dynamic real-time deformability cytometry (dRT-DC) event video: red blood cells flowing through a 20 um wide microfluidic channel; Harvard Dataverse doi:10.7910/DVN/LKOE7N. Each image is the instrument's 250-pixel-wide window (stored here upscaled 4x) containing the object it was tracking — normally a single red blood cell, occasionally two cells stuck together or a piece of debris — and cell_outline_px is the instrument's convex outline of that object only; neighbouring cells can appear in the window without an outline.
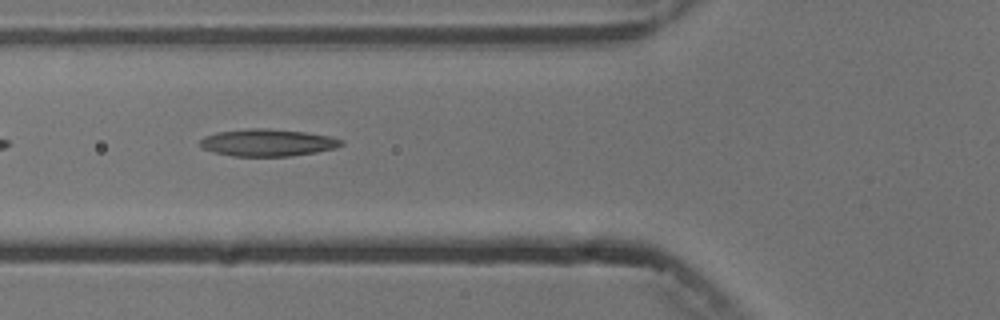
{"species": "common noctule bat (a hibernating species)", "species_latin": "Nyctalus noctula", "temperature_condition": "cold", "stored_images_in_passage": 5, "camera_frame_rate_fps": 3000, "um_per_image_px": 0.085, "animal": {"sex": "male", "body_mass_g": 13.3}, "frame": {"image": 1, "passage_image": 3, "time_ms": 2.333, "image_size_px": [1000, 320], "cell_outline_px": [[344, 144], [336, 148], [316, 152], [292, 156], [232, 156], [216, 152], [204, 148], [200, 144], [200, 140], [204, 136], [216, 132], [248, 128], [268, 128], [304, 132], [332, 136], [344, 140]], "centroid_in_image_um": [22.79, 12.11], "position_along_channel_um": 103.0, "area_um2": 22.43}}
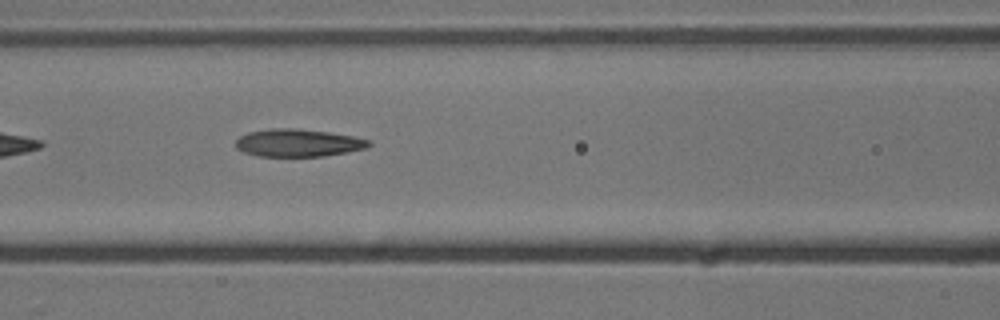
{"frame": {"image": 2, "passage_image": 4, "time_ms": 3.333, "image_size_px": [1000, 320], "cell_outline_px": [[372, 144], [368, 148], [348, 152], [324, 156], [256, 156], [244, 152], [236, 148], [236, 140], [240, 136], [248, 132], [268, 128], [296, 128], [328, 132], [352, 136], [372, 140]], "centroid_in_image_um": [25.36, 12.14], "position_along_channel_um": 141.2, "area_um2": 21.62}}
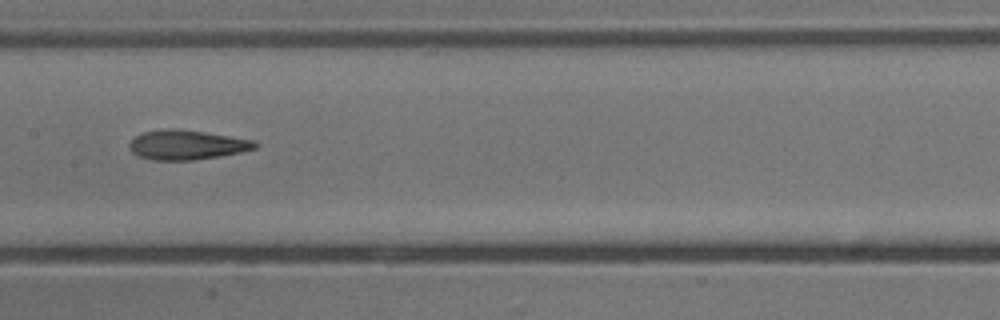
{"frame": {"image": 3, "passage_image": 5, "time_ms": 4.667, "image_size_px": [1000, 320], "cell_outline_px": [[260, 144], [256, 148], [240, 152], [192, 160], [152, 160], [140, 156], [132, 152], [128, 148], [128, 144], [136, 136], [144, 132], [164, 128], [176, 128], [204, 132], [256, 140]], "centroid_in_image_um": [15.88, 12.3], "position_along_channel_um": 191.5, "area_um2": 21.62}}